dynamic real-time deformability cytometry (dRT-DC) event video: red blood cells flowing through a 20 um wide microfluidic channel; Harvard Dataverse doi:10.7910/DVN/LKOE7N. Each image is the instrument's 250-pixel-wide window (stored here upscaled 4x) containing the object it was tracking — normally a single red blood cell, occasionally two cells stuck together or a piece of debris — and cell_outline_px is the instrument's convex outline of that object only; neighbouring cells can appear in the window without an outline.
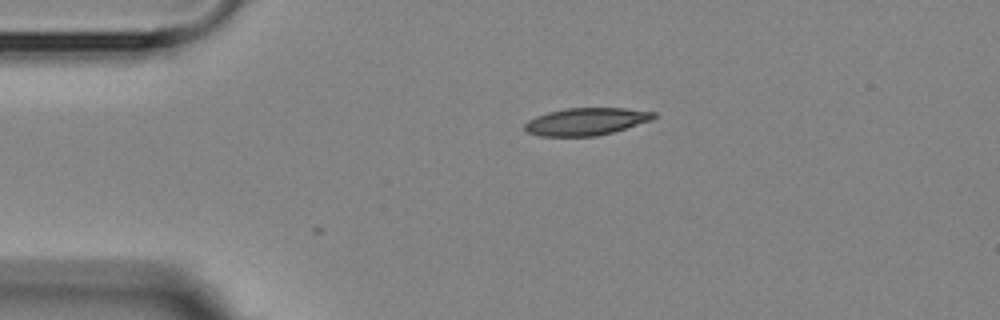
{"species": "Egyptian fruit bat (a non-hibernating species)", "species_latin": "Rousettus aegyptiacus", "temperature_condition": "room temperature", "stored_images_in_passage": 3, "camera_frame_rate_fps": 3000, "um_per_image_px": 0.085, "animal": {"sex": "female"}, "frame": {"image": 1, "passage_image": 1, "time_ms": 0.0, "image_size_px": [1000, 320], "cell_outline_px": [[656, 116], [652, 120], [612, 132], [596, 136], [540, 136], [528, 132], [524, 128], [524, 124], [528, 120], [536, 116], [548, 112], [564, 108], [624, 108], [656, 112]], "centroid_in_image_um": [49.81, 10.32], "position_along_channel_um": 35.2, "area_um2": 20.52}}